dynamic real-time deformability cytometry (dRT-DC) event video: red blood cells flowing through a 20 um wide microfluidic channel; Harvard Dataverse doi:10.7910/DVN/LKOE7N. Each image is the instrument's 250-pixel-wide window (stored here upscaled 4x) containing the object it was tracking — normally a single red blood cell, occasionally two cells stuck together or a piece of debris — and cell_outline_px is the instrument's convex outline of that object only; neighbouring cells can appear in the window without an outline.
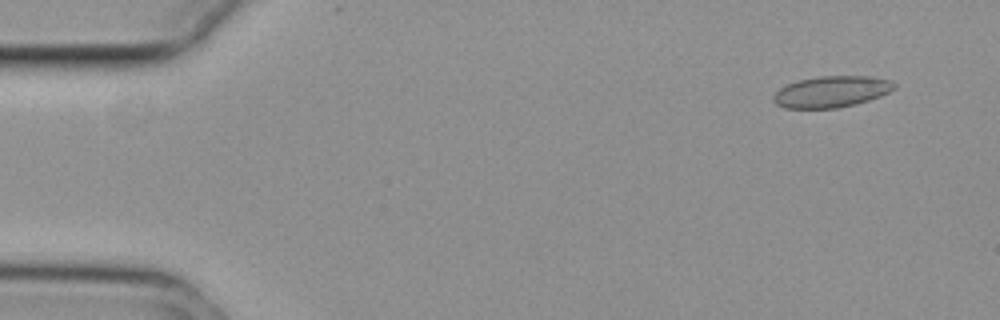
{"species": "common noctule bat (a hibernating species)", "species_latin": "Nyctalus noctula", "temperature_condition": "cold", "stored_images_in_passage": 55, "camera_frame_rate_fps": 3000, "um_per_image_px": 0.085, "animal": {"sex": "female", "body_mass_g": 29.2, "forearm_length_mm": 56.3}, "frame": {"image": 1, "passage_image": 4, "time_ms": 1.0, "image_size_px": [1000, 320], "cell_outline_px": [[896, 88], [880, 96], [856, 104], [836, 108], [784, 108], [776, 104], [772, 100], [772, 96], [780, 88], [788, 84], [800, 80], [816, 76], [872, 76], [892, 80], [896, 84]], "centroid_in_image_um": [70.69, 7.79], "position_along_channel_um": 14.3, "area_um2": 22.14}}
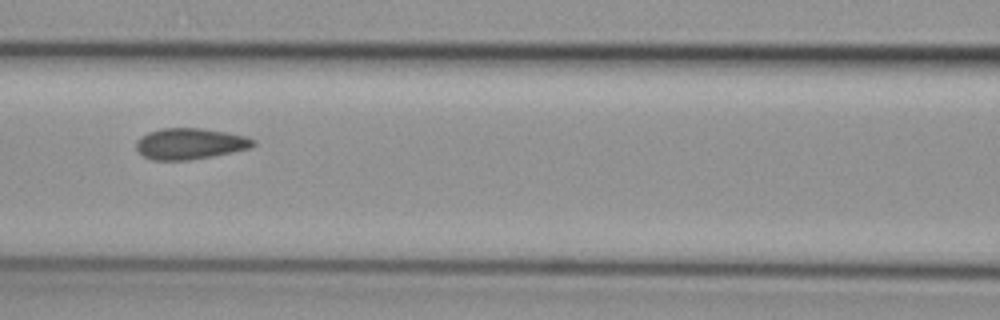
{"frame": {"image": 2, "passage_image": 24, "time_ms": 7.667, "image_size_px": [1000, 320], "cell_outline_px": [[256, 144], [248, 148], [232, 152], [212, 156], [188, 160], [152, 160], [144, 156], [136, 148], [136, 140], [140, 136], [148, 132], [160, 128], [200, 128], [224, 132], [244, 136], [256, 140]], "centroid_in_image_um": [16.11, 12.21], "position_along_channel_um": 150.5, "area_um2": 21.1}}
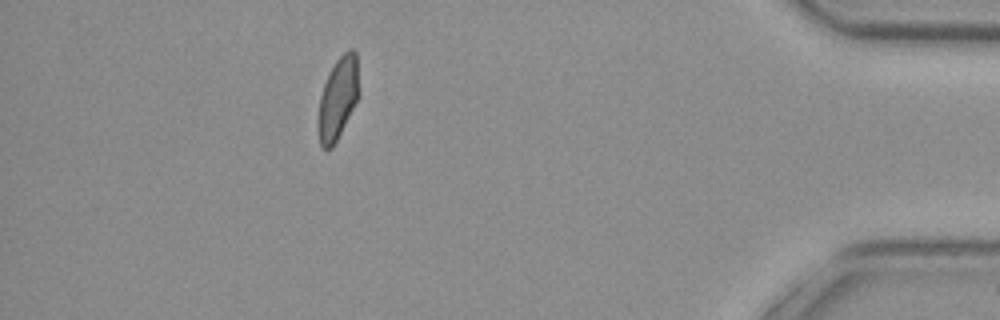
{"frame": {"image": 3, "passage_image": 49, "time_ms": 16.0, "image_size_px": [1000, 320], "cell_outline_px": [[360, 96], [332, 148], [324, 148], [320, 144], [316, 128], [316, 120], [320, 96], [328, 72], [336, 60], [348, 48], [352, 48], [356, 52], [360, 92]], "centroid_in_image_um": [28.72, 8.34], "position_along_channel_um": 406.5, "area_um2": 20.0}, "authors_computed_cell_mechanics": {"area_um2": 21.1548, "velocity_mm_per_s": 3.7314, "shape_relaxation_time_tau1_ms": null, "shape_relaxation_time_tau2_ms": 1.2867, "deformation_change_tau1": null, "deformation_change_tau2": 0.0622}}